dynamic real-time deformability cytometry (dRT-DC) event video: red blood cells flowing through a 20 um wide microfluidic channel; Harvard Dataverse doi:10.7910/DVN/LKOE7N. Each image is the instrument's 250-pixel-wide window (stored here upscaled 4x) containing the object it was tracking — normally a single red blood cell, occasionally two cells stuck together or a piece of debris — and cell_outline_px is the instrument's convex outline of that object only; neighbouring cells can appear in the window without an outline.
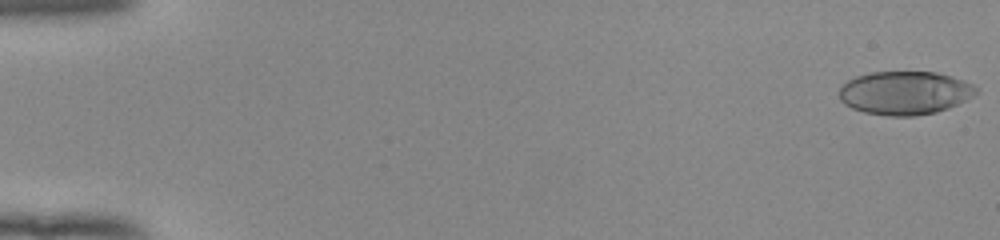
{"species": "human", "species_latin": "Homo sapiens", "temperature_condition": "room temperature", "stored_images_in_passage": 53, "camera_frame_rate_fps": 3000, "um_per_image_px": 0.085, "donor": {"sex": "female"}, "frame": {"image": 1, "passage_image": 1, "time_ms": 0.0, "image_size_px": [1000, 240], "cell_outline_px": [[980, 92], [948, 108], [936, 112], [916, 116], [888, 116], [864, 112], [852, 108], [844, 104], [840, 100], [836, 92], [848, 80], [856, 76], [872, 72], [936, 72], [972, 84]], "centroid_in_image_um": [76.85, 7.9], "position_along_channel_um": 8.1, "area_um2": 34.56}}
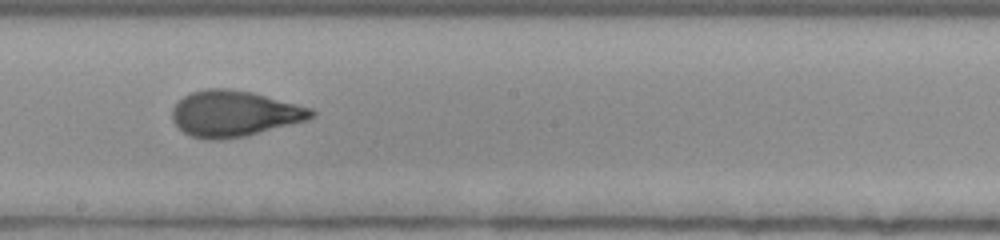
{"frame": {"image": 2, "passage_image": 31, "time_ms": 10.0, "image_size_px": [1000, 240], "cell_outline_px": [[316, 116], [308, 120], [244, 136], [224, 140], [208, 140], [192, 136], [184, 132], [172, 120], [172, 108], [184, 96], [192, 92], [204, 88], [228, 88], [252, 92], [312, 108], [316, 112]], "centroid_in_image_um": [19.92, 9.65], "position_along_channel_um": 228.3, "area_um2": 37.28}}
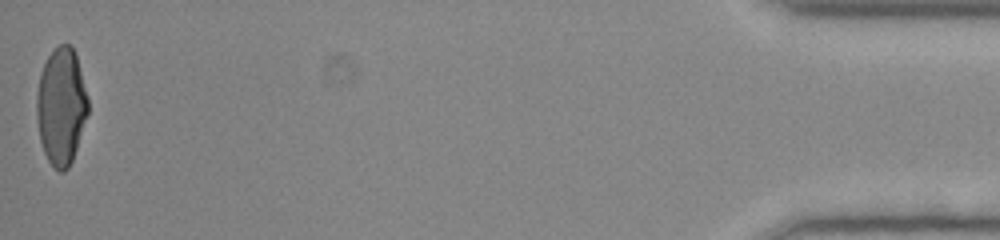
{"frame": {"image": 3, "passage_image": 53, "time_ms": 17.333, "image_size_px": [1000, 240], "cell_outline_px": [[88, 112], [72, 160], [68, 168], [64, 172], [60, 172], [48, 160], [44, 152], [40, 140], [36, 116], [36, 96], [40, 72], [48, 56], [60, 44], [72, 44], [76, 52], [88, 96]], "centroid_in_image_um": [5.2, 9.0], "position_along_channel_um": 430.0, "area_um2": 35.08}, "authors_computed_cell_mechanics": {"area_um2": 35.8938, "velocity_mm_per_s": 3.9635, "shape_relaxation_time_tau1_ms": 4.7027, "shape_relaxation_time_tau2_ms": 0.853, "deformation_change_tau1": 0.2023, "deformation_change_tau2": 0.0655}}